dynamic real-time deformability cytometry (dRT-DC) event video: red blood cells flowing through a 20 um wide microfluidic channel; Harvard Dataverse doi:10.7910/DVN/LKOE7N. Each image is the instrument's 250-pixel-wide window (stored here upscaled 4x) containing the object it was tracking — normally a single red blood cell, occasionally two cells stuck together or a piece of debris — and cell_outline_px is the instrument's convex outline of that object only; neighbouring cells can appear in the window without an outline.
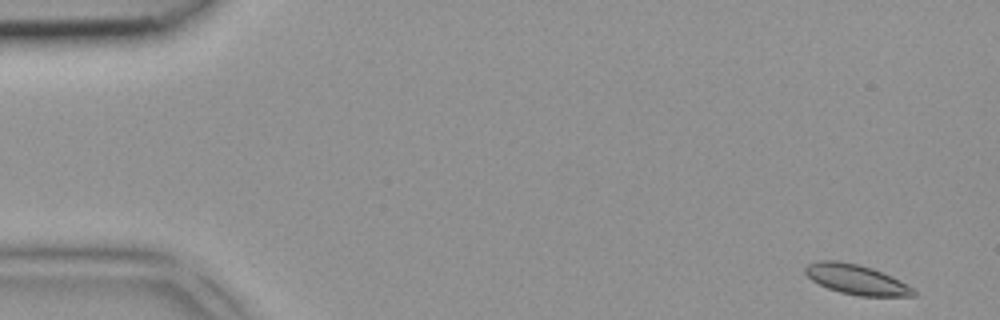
{"species": "common noctule bat (a hibernating species)", "species_latin": "Nyctalus noctula", "temperature_condition": "room temperature", "stored_images_in_passage": 4, "camera_frame_rate_fps": 3000, "um_per_image_px": 0.085, "animal": {"sex": "female", "body_mass_g": 18.4}, "frame": {"image": 1, "passage_image": 1, "time_ms": 0.0, "image_size_px": [1000, 320], "cell_outline_px": [[916, 296], [860, 296], [840, 292], [828, 288], [812, 280], [804, 272], [804, 268], [808, 264], [820, 260], [836, 260], [856, 264], [872, 268], [912, 288], [916, 292]], "centroid_in_image_um": [72.73, 23.76], "position_along_channel_um": 12.3, "area_um2": 18.38}}
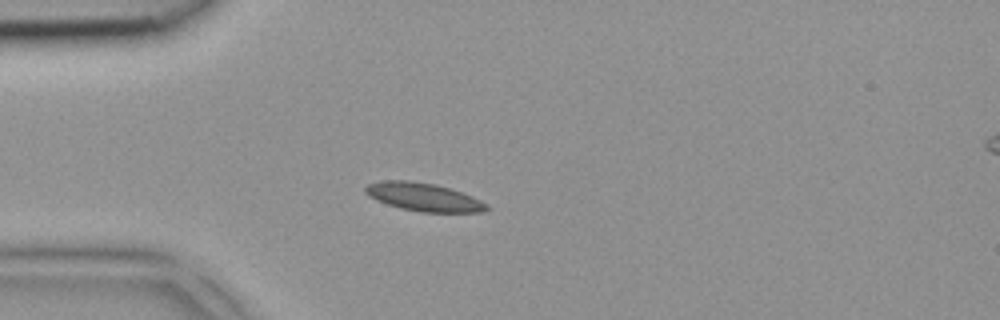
{"frame": {"image": 2, "passage_image": 4, "time_ms": 1.0, "image_size_px": [1000, 320], "cell_outline_px": [[492, 208], [484, 212], [420, 212], [400, 208], [376, 200], [368, 196], [364, 192], [364, 188], [368, 184], [384, 180], [408, 180], [436, 184], [472, 196], [488, 204]], "centroid_in_image_um": [36.01, 16.75], "position_along_channel_um": 49.0, "area_um2": 20.0}}